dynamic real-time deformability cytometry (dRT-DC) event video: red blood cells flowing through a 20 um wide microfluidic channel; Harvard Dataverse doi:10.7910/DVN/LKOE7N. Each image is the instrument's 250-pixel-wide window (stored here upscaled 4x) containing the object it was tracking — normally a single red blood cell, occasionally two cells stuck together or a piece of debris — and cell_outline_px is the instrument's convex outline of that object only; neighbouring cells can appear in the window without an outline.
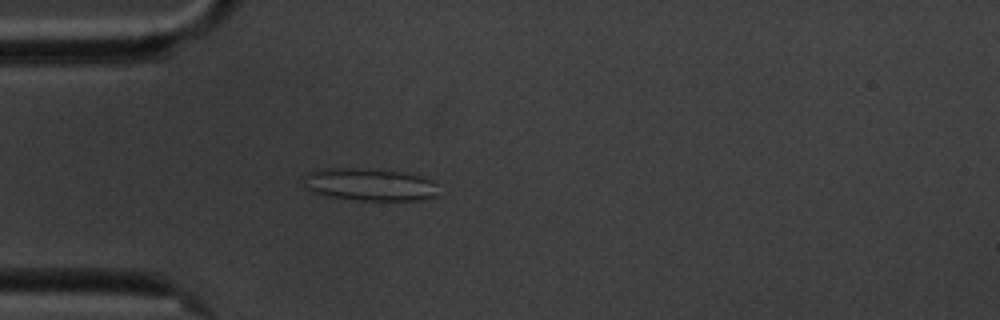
{"species": "common noctule bat (a hibernating species)", "species_latin": "Nyctalus noctula", "temperature_condition": "cold", "stored_images_in_passage": 4, "camera_frame_rate_fps": 3000, "um_per_image_px": 0.085, "animal": {"sex": "male", "body_mass_g": 20.1, "forearm_length_mm": 53.5}, "frame": {"image": 1, "passage_image": 4, "time_ms": 4.333, "image_size_px": [1000, 320], "cell_outline_px": [[440, 196], [420, 200], [360, 200], [328, 196], [312, 192], [304, 188], [300, 180], [304, 172], [328, 168], [356, 168], [400, 172], [420, 176], [432, 180], [436, 184]], "centroid_in_image_um": [31.36, 15.69], "position_along_channel_um": 53.6, "area_um2": 25.89}}